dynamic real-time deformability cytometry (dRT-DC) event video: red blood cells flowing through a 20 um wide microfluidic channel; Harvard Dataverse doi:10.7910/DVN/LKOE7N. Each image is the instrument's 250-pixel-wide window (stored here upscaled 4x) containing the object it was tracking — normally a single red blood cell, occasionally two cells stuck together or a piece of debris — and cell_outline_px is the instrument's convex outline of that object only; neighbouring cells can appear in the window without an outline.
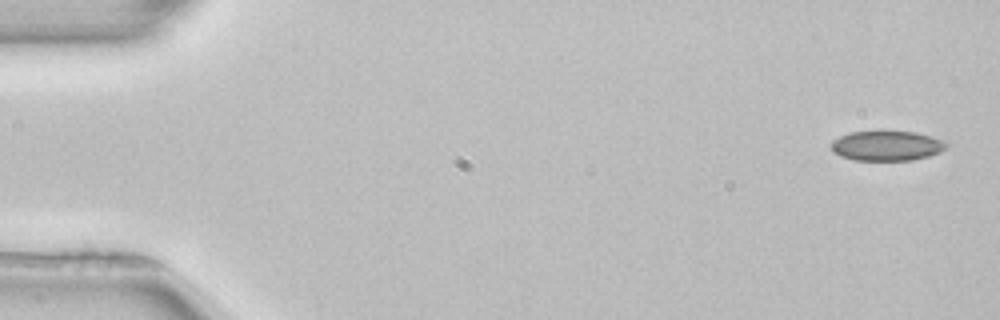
{"species": "common noctule bat (a hibernating species)", "species_latin": "Nyctalus noctula", "temperature_condition": "room temperature", "stored_images_in_passage": 51, "camera_frame_rate_fps": 3000, "um_per_image_px": 0.085, "animal": {"sex": "female", "body_mass_g": 22.7, "forearm_length_mm": 54.2}, "frame": {"image": 1, "passage_image": 1, "time_ms": 0.0, "image_size_px": [1000, 320], "cell_outline_px": [[952, 144], [940, 152], [928, 156], [912, 160], [852, 160], [840, 156], [832, 152], [832, 140], [848, 132], [916, 132], [948, 140]], "centroid_in_image_um": [75.44, 12.39], "position_along_channel_um": 9.6, "area_um2": 20.29}}
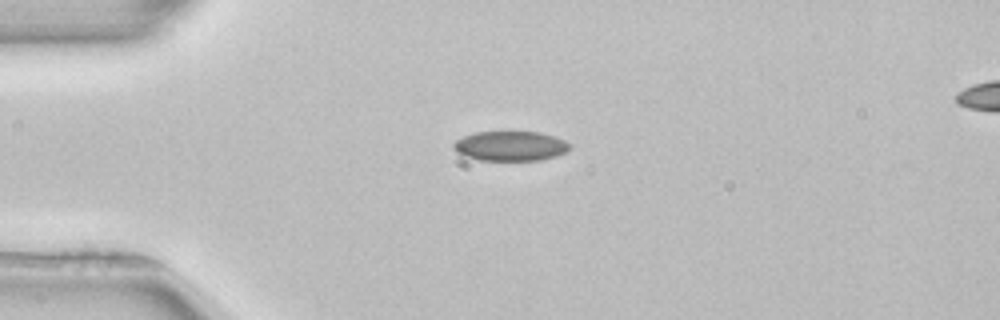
{"frame": {"image": 2, "passage_image": 12, "time_ms": 3.667, "image_size_px": [1000, 320], "cell_outline_px": [[572, 148], [556, 156], [540, 160], [480, 160], [464, 156], [456, 152], [452, 148], [452, 144], [456, 140], [472, 132], [540, 132], [556, 136], [572, 144]], "centroid_in_image_um": [43.39, 12.4], "position_along_channel_um": 41.6, "area_um2": 20.35}}
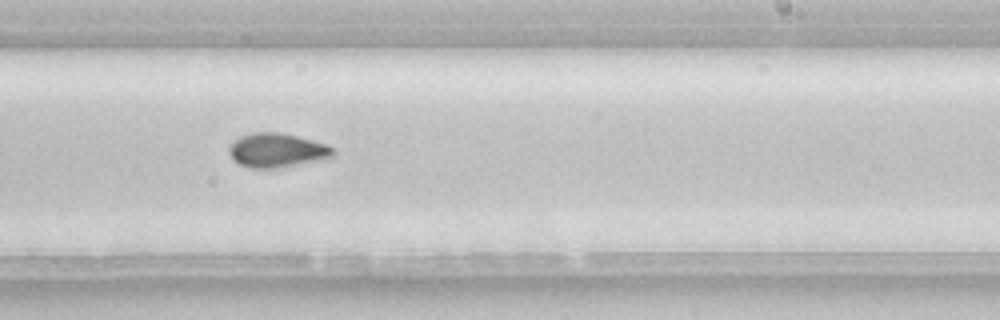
{"frame": {"image": 3, "passage_image": 31, "time_ms": 10.0, "image_size_px": [1000, 320], "cell_outline_px": [[336, 152], [332, 156], [324, 160], [276, 168], [252, 168], [240, 164], [232, 160], [228, 152], [228, 148], [240, 136], [252, 132], [280, 132], [312, 140], [336, 148]], "centroid_in_image_um": [23.55, 12.78], "position_along_channel_um": 265.4, "area_um2": 20.81}, "authors_computed_cell_mechanics": {"area_um2": 19.941, "velocity_mm_per_s": 3.941, "shape_relaxation_time_tau1_ms": null, "shape_relaxation_time_tau2_ms": 9.6293, "deformation_change_tau1": null, "deformation_change_tau2": 0.1452}}